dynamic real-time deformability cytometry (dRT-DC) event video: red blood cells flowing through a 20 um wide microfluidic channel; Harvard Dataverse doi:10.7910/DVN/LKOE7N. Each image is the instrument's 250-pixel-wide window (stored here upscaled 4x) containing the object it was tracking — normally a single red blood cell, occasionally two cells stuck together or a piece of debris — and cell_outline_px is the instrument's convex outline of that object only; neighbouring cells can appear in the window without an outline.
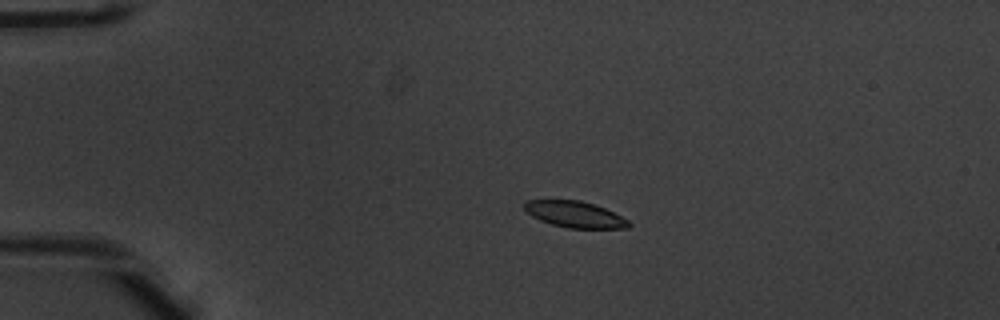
{"species": "common noctule bat (a hibernating species)", "species_latin": "Nyctalus noctula", "temperature_condition": "warm", "stored_images_in_passage": 44, "camera_frame_rate_fps": 3000, "um_per_image_px": 0.085, "animal": {"sex": "male", "body_mass_g": 20.1, "forearm_length_mm": 53.5}, "frame": {"image": 1, "passage_image": 3, "time_ms": 0.667, "image_size_px": [1000, 320], "cell_outline_px": [[632, 224], [628, 228], [568, 228], [552, 224], [540, 220], [532, 216], [524, 208], [524, 204], [528, 200], [580, 200], [596, 204], [628, 220]], "centroid_in_image_um": [48.88, 18.22], "position_along_channel_um": 36.1, "area_um2": 15.84}}
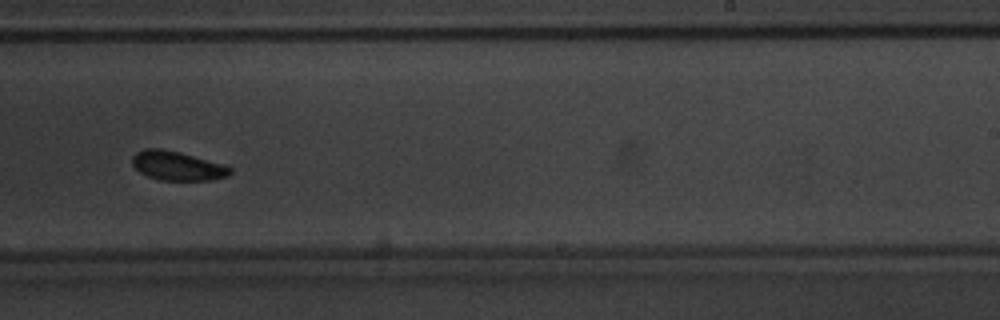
{"frame": {"image": 2, "passage_image": 25, "time_ms": 8.0, "image_size_px": [1000, 320], "cell_outline_px": [[232, 172], [228, 176], [212, 180], [160, 180], [148, 176], [140, 172], [132, 164], [132, 156], [136, 152], [144, 148], [160, 148], [180, 152], [224, 164], [232, 168]], "centroid_in_image_um": [15.08, 14.09], "position_along_channel_um": 273.9, "area_um2": 16.7}}
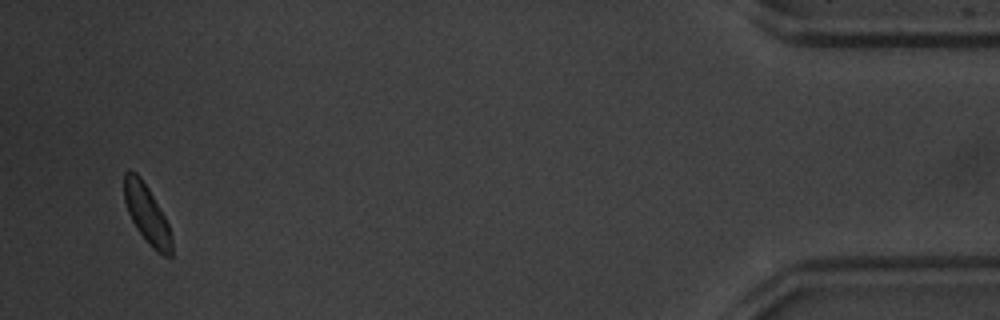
{"frame": {"image": 3, "passage_image": 42, "time_ms": 13.667, "image_size_px": [1000, 320], "cell_outline_px": [[172, 256], [164, 256], [156, 252], [152, 248], [136, 228], [128, 212], [124, 200], [124, 172], [136, 172], [140, 176], [148, 188], [164, 216], [168, 224], [172, 236]], "centroid_in_image_um": [12.49, 18.23], "position_along_channel_um": 422.7, "area_um2": 16.07}, "authors_computed_cell_mechanics": {"area_um2": 16.762, "velocity_mm_per_s": 3.9096, "shape_relaxation_time_tau1_ms": null, "shape_relaxation_time_tau2_ms": 9.3614, "deformation_change_tau1": null, "deformation_change_tau2": 0.1489}}